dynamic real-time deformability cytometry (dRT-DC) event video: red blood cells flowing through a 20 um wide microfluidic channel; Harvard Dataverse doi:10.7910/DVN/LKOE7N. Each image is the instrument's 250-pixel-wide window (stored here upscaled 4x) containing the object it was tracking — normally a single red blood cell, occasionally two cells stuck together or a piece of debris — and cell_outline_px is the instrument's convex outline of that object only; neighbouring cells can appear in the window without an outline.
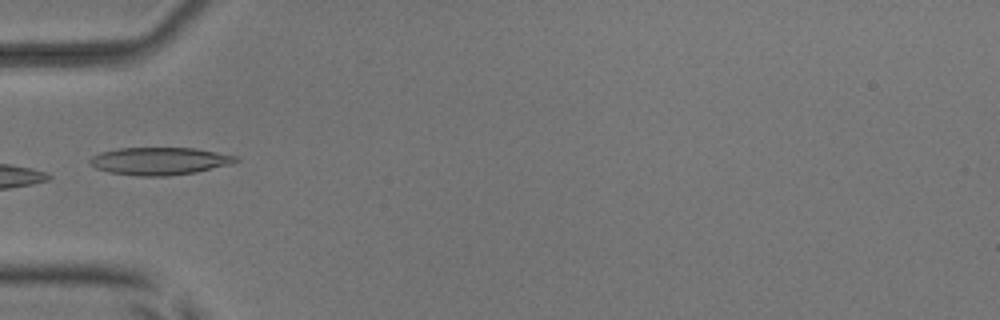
{"species": "common noctule bat (a hibernating species)", "species_latin": "Nyctalus noctula", "temperature_condition": "room temperature", "stored_images_in_passage": 6, "camera_frame_rate_fps": 3000, "um_per_image_px": 0.085, "animal": {"sex": "male", "body_mass_g": 17.9, "forearm_length_mm": 54.2}, "frame": {"image": 1, "passage_image": 5, "time_ms": 5.333, "image_size_px": [1000, 320], "cell_outline_px": [[240, 160], [232, 164], [196, 172], [168, 176], [136, 176], [108, 172], [96, 168], [88, 160], [92, 156], [100, 152], [120, 148], [196, 148], [236, 156]], "centroid_in_image_um": [13.56, 13.69], "position_along_channel_um": 71.4, "area_um2": 23.47}}
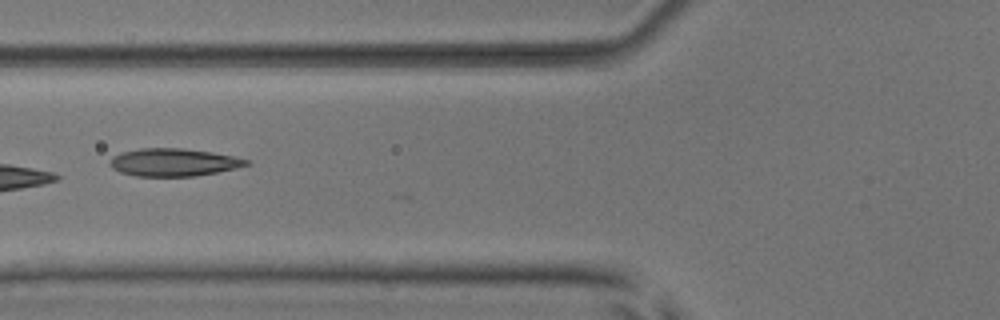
{"frame": {"image": 2, "passage_image": 6, "time_ms": 6.333, "image_size_px": [1000, 320], "cell_outline_px": [[252, 164], [216, 172], [192, 176], [136, 176], [120, 172], [112, 168], [108, 164], [112, 156], [120, 152], [140, 148], [184, 148], [212, 152], [232, 156], [248, 160]], "centroid_in_image_um": [14.7, 13.79], "position_along_channel_um": 111.1, "area_um2": 22.02}}